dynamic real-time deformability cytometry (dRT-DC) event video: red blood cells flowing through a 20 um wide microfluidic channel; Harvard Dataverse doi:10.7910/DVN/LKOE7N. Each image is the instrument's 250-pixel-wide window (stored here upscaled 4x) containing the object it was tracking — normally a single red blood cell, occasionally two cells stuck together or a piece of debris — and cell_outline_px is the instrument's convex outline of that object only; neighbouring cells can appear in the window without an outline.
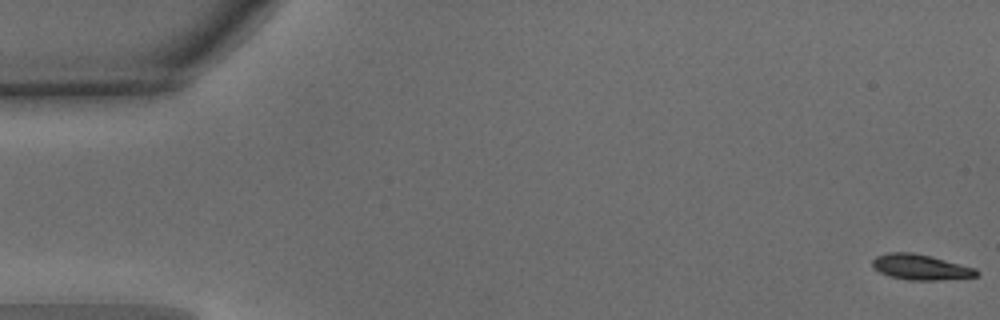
{"species": "common noctule bat (a hibernating species)", "species_latin": "Nyctalus noctula", "temperature_condition": "warm", "stored_images_in_passage": 51, "camera_frame_rate_fps": 3000, "um_per_image_px": 0.085, "animal": {"sex": "male", "body_mass_g": 15.6}, "frame": {"image": 1, "passage_image": 1, "time_ms": 0.0, "image_size_px": [1000, 320], "cell_outline_px": [[980, 272], [976, 276], [940, 280], [908, 280], [888, 276], [872, 268], [872, 260], [876, 256], [888, 252], [912, 252], [976, 268]], "centroid_in_image_um": [78.2, 22.71], "position_along_channel_um": 6.8, "area_um2": 15.37}}
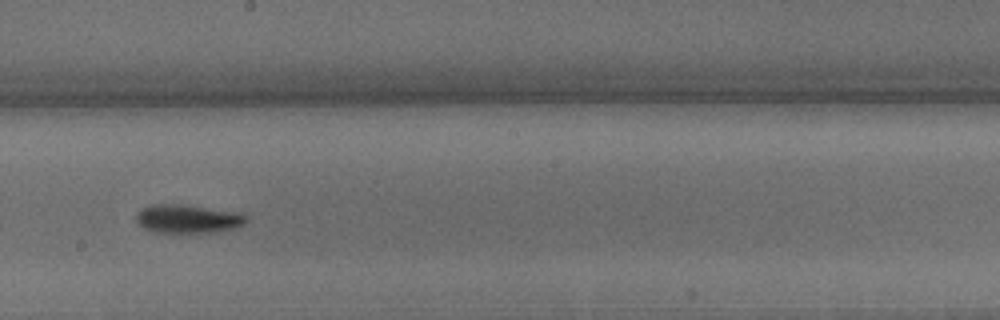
{"frame": {"image": 2, "passage_image": 29, "time_ms": 9.333, "image_size_px": [1000, 320], "cell_outline_px": [[248, 216], [244, 224], [232, 228], [212, 232], [156, 232], [144, 228], [136, 220], [136, 212], [152, 204], [180, 204], [244, 212]], "centroid_in_image_um": [16.0, 18.58], "position_along_channel_um": 232.2, "area_um2": 18.26}}
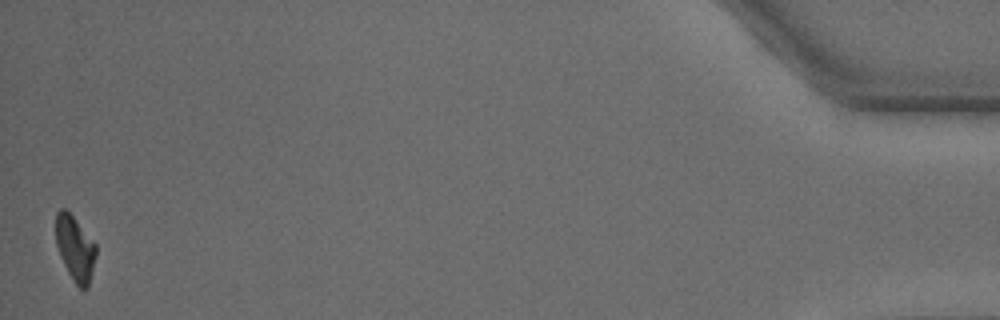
{"frame": {"image": 3, "passage_image": 51, "time_ms": 16.667, "image_size_px": [1000, 320], "cell_outline_px": [[96, 256], [88, 288], [80, 288], [76, 284], [68, 272], [60, 256], [56, 244], [56, 212], [60, 208], [64, 208], [72, 216], [96, 244]], "centroid_in_image_um": [6.38, 21.11], "position_along_channel_um": 428.8, "area_um2": 14.97}, "authors_computed_cell_mechanics": {"area_um2": 16.6464, "velocity_mm_per_s": 3.9705, "shape_relaxation_time_tau1_ms": 2.3738, "shape_relaxation_time_tau2_ms": null, "deformation_change_tau1": 0.1617, "deformation_change_tau2": null}}